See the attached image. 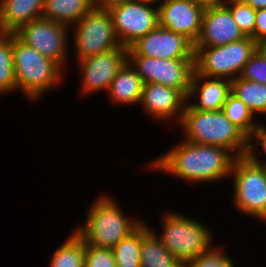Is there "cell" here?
Returning a JSON list of instances; mask_svg holds the SVG:
<instances>
[{
    "label": "cell",
    "mask_w": 266,
    "mask_h": 267,
    "mask_svg": "<svg viewBox=\"0 0 266 267\" xmlns=\"http://www.w3.org/2000/svg\"><path fill=\"white\" fill-rule=\"evenodd\" d=\"M184 141L153 161L151 166L159 172L197 182L221 180L231 174L236 156L230 150Z\"/></svg>",
    "instance_id": "obj_1"
},
{
    "label": "cell",
    "mask_w": 266,
    "mask_h": 267,
    "mask_svg": "<svg viewBox=\"0 0 266 267\" xmlns=\"http://www.w3.org/2000/svg\"><path fill=\"white\" fill-rule=\"evenodd\" d=\"M179 123L190 143L225 147L236 157L247 154L248 138L221 110H194L186 105Z\"/></svg>",
    "instance_id": "obj_2"
},
{
    "label": "cell",
    "mask_w": 266,
    "mask_h": 267,
    "mask_svg": "<svg viewBox=\"0 0 266 267\" xmlns=\"http://www.w3.org/2000/svg\"><path fill=\"white\" fill-rule=\"evenodd\" d=\"M87 214L84 227L75 232L85 244L96 248L112 249L143 223L125 217L115 200L109 196L98 198Z\"/></svg>",
    "instance_id": "obj_3"
},
{
    "label": "cell",
    "mask_w": 266,
    "mask_h": 267,
    "mask_svg": "<svg viewBox=\"0 0 266 267\" xmlns=\"http://www.w3.org/2000/svg\"><path fill=\"white\" fill-rule=\"evenodd\" d=\"M13 68L16 88L36 99L56 85L62 77V66L12 33Z\"/></svg>",
    "instance_id": "obj_4"
},
{
    "label": "cell",
    "mask_w": 266,
    "mask_h": 267,
    "mask_svg": "<svg viewBox=\"0 0 266 267\" xmlns=\"http://www.w3.org/2000/svg\"><path fill=\"white\" fill-rule=\"evenodd\" d=\"M194 51L198 74L232 80L239 77L244 65L257 51V42L252 37H245L223 46L194 47Z\"/></svg>",
    "instance_id": "obj_5"
},
{
    "label": "cell",
    "mask_w": 266,
    "mask_h": 267,
    "mask_svg": "<svg viewBox=\"0 0 266 267\" xmlns=\"http://www.w3.org/2000/svg\"><path fill=\"white\" fill-rule=\"evenodd\" d=\"M164 216L163 234L159 238L184 266L211 247L212 235L207 226L177 213L167 212Z\"/></svg>",
    "instance_id": "obj_6"
},
{
    "label": "cell",
    "mask_w": 266,
    "mask_h": 267,
    "mask_svg": "<svg viewBox=\"0 0 266 267\" xmlns=\"http://www.w3.org/2000/svg\"><path fill=\"white\" fill-rule=\"evenodd\" d=\"M231 175L235 206L245 215L266 220V165L253 162L247 155L236 157Z\"/></svg>",
    "instance_id": "obj_7"
},
{
    "label": "cell",
    "mask_w": 266,
    "mask_h": 267,
    "mask_svg": "<svg viewBox=\"0 0 266 267\" xmlns=\"http://www.w3.org/2000/svg\"><path fill=\"white\" fill-rule=\"evenodd\" d=\"M73 27L78 60L119 48L108 10L93 7Z\"/></svg>",
    "instance_id": "obj_8"
},
{
    "label": "cell",
    "mask_w": 266,
    "mask_h": 267,
    "mask_svg": "<svg viewBox=\"0 0 266 267\" xmlns=\"http://www.w3.org/2000/svg\"><path fill=\"white\" fill-rule=\"evenodd\" d=\"M128 62L144 83H159L177 89L186 97L188 96L195 72V59L128 56Z\"/></svg>",
    "instance_id": "obj_9"
},
{
    "label": "cell",
    "mask_w": 266,
    "mask_h": 267,
    "mask_svg": "<svg viewBox=\"0 0 266 267\" xmlns=\"http://www.w3.org/2000/svg\"><path fill=\"white\" fill-rule=\"evenodd\" d=\"M148 4L130 0L108 10L115 35L122 46L129 48L159 25L158 7L155 9Z\"/></svg>",
    "instance_id": "obj_10"
},
{
    "label": "cell",
    "mask_w": 266,
    "mask_h": 267,
    "mask_svg": "<svg viewBox=\"0 0 266 267\" xmlns=\"http://www.w3.org/2000/svg\"><path fill=\"white\" fill-rule=\"evenodd\" d=\"M67 29L63 24L41 17L23 24L14 34L26 45L63 67L68 47Z\"/></svg>",
    "instance_id": "obj_11"
},
{
    "label": "cell",
    "mask_w": 266,
    "mask_h": 267,
    "mask_svg": "<svg viewBox=\"0 0 266 267\" xmlns=\"http://www.w3.org/2000/svg\"><path fill=\"white\" fill-rule=\"evenodd\" d=\"M194 44L185 36L159 25L128 48V56L195 59Z\"/></svg>",
    "instance_id": "obj_12"
},
{
    "label": "cell",
    "mask_w": 266,
    "mask_h": 267,
    "mask_svg": "<svg viewBox=\"0 0 266 267\" xmlns=\"http://www.w3.org/2000/svg\"><path fill=\"white\" fill-rule=\"evenodd\" d=\"M128 61V48L120 46L110 51L80 59V69L83 75V94L108 90L116 74Z\"/></svg>",
    "instance_id": "obj_13"
},
{
    "label": "cell",
    "mask_w": 266,
    "mask_h": 267,
    "mask_svg": "<svg viewBox=\"0 0 266 267\" xmlns=\"http://www.w3.org/2000/svg\"><path fill=\"white\" fill-rule=\"evenodd\" d=\"M204 9L192 0H164L158 6L159 26L181 34L195 44L200 35Z\"/></svg>",
    "instance_id": "obj_14"
},
{
    "label": "cell",
    "mask_w": 266,
    "mask_h": 267,
    "mask_svg": "<svg viewBox=\"0 0 266 267\" xmlns=\"http://www.w3.org/2000/svg\"><path fill=\"white\" fill-rule=\"evenodd\" d=\"M245 37L223 3L204 9L200 35L194 47L223 46Z\"/></svg>",
    "instance_id": "obj_15"
},
{
    "label": "cell",
    "mask_w": 266,
    "mask_h": 267,
    "mask_svg": "<svg viewBox=\"0 0 266 267\" xmlns=\"http://www.w3.org/2000/svg\"><path fill=\"white\" fill-rule=\"evenodd\" d=\"M186 100L187 97L177 89L159 83H144L139 104L143 105L145 112L156 119L167 120L176 115L179 123Z\"/></svg>",
    "instance_id": "obj_16"
},
{
    "label": "cell",
    "mask_w": 266,
    "mask_h": 267,
    "mask_svg": "<svg viewBox=\"0 0 266 267\" xmlns=\"http://www.w3.org/2000/svg\"><path fill=\"white\" fill-rule=\"evenodd\" d=\"M203 83H202V81ZM206 80V81H205ZM201 82V86L200 83ZM231 93V80L223 78H212L198 74L196 71L193 74L189 94V98H194L197 95L195 104L189 106L194 110L202 111H217L221 110Z\"/></svg>",
    "instance_id": "obj_17"
},
{
    "label": "cell",
    "mask_w": 266,
    "mask_h": 267,
    "mask_svg": "<svg viewBox=\"0 0 266 267\" xmlns=\"http://www.w3.org/2000/svg\"><path fill=\"white\" fill-rule=\"evenodd\" d=\"M44 0H0V30L14 33L23 24L41 18Z\"/></svg>",
    "instance_id": "obj_18"
},
{
    "label": "cell",
    "mask_w": 266,
    "mask_h": 267,
    "mask_svg": "<svg viewBox=\"0 0 266 267\" xmlns=\"http://www.w3.org/2000/svg\"><path fill=\"white\" fill-rule=\"evenodd\" d=\"M143 87V80L127 61L112 80L108 93L114 103L138 104Z\"/></svg>",
    "instance_id": "obj_19"
},
{
    "label": "cell",
    "mask_w": 266,
    "mask_h": 267,
    "mask_svg": "<svg viewBox=\"0 0 266 267\" xmlns=\"http://www.w3.org/2000/svg\"><path fill=\"white\" fill-rule=\"evenodd\" d=\"M147 224H141V267H184Z\"/></svg>",
    "instance_id": "obj_20"
},
{
    "label": "cell",
    "mask_w": 266,
    "mask_h": 267,
    "mask_svg": "<svg viewBox=\"0 0 266 267\" xmlns=\"http://www.w3.org/2000/svg\"><path fill=\"white\" fill-rule=\"evenodd\" d=\"M93 7V0H44L42 18L73 26Z\"/></svg>",
    "instance_id": "obj_21"
},
{
    "label": "cell",
    "mask_w": 266,
    "mask_h": 267,
    "mask_svg": "<svg viewBox=\"0 0 266 267\" xmlns=\"http://www.w3.org/2000/svg\"><path fill=\"white\" fill-rule=\"evenodd\" d=\"M231 93L240 99L253 114L266 113V84L236 77L231 80Z\"/></svg>",
    "instance_id": "obj_22"
},
{
    "label": "cell",
    "mask_w": 266,
    "mask_h": 267,
    "mask_svg": "<svg viewBox=\"0 0 266 267\" xmlns=\"http://www.w3.org/2000/svg\"><path fill=\"white\" fill-rule=\"evenodd\" d=\"M50 267H84V241L74 231L54 252Z\"/></svg>",
    "instance_id": "obj_23"
},
{
    "label": "cell",
    "mask_w": 266,
    "mask_h": 267,
    "mask_svg": "<svg viewBox=\"0 0 266 267\" xmlns=\"http://www.w3.org/2000/svg\"><path fill=\"white\" fill-rule=\"evenodd\" d=\"M221 111L249 139L258 124L254 121V114L251 110L240 99L230 93Z\"/></svg>",
    "instance_id": "obj_24"
},
{
    "label": "cell",
    "mask_w": 266,
    "mask_h": 267,
    "mask_svg": "<svg viewBox=\"0 0 266 267\" xmlns=\"http://www.w3.org/2000/svg\"><path fill=\"white\" fill-rule=\"evenodd\" d=\"M112 252L117 267H141V225L123 240H120Z\"/></svg>",
    "instance_id": "obj_25"
},
{
    "label": "cell",
    "mask_w": 266,
    "mask_h": 267,
    "mask_svg": "<svg viewBox=\"0 0 266 267\" xmlns=\"http://www.w3.org/2000/svg\"><path fill=\"white\" fill-rule=\"evenodd\" d=\"M16 88L13 68L12 33L0 34V94Z\"/></svg>",
    "instance_id": "obj_26"
},
{
    "label": "cell",
    "mask_w": 266,
    "mask_h": 267,
    "mask_svg": "<svg viewBox=\"0 0 266 267\" xmlns=\"http://www.w3.org/2000/svg\"><path fill=\"white\" fill-rule=\"evenodd\" d=\"M224 2L242 33L246 37H251L254 32L256 10L242 0H225Z\"/></svg>",
    "instance_id": "obj_27"
},
{
    "label": "cell",
    "mask_w": 266,
    "mask_h": 267,
    "mask_svg": "<svg viewBox=\"0 0 266 267\" xmlns=\"http://www.w3.org/2000/svg\"><path fill=\"white\" fill-rule=\"evenodd\" d=\"M221 251L219 246L211 247L192 258L184 267H233V261Z\"/></svg>",
    "instance_id": "obj_28"
},
{
    "label": "cell",
    "mask_w": 266,
    "mask_h": 267,
    "mask_svg": "<svg viewBox=\"0 0 266 267\" xmlns=\"http://www.w3.org/2000/svg\"><path fill=\"white\" fill-rule=\"evenodd\" d=\"M84 267H117L112 249L96 248L84 243Z\"/></svg>",
    "instance_id": "obj_29"
},
{
    "label": "cell",
    "mask_w": 266,
    "mask_h": 267,
    "mask_svg": "<svg viewBox=\"0 0 266 267\" xmlns=\"http://www.w3.org/2000/svg\"><path fill=\"white\" fill-rule=\"evenodd\" d=\"M239 78L266 84V59L258 50L244 65Z\"/></svg>",
    "instance_id": "obj_30"
},
{
    "label": "cell",
    "mask_w": 266,
    "mask_h": 267,
    "mask_svg": "<svg viewBox=\"0 0 266 267\" xmlns=\"http://www.w3.org/2000/svg\"><path fill=\"white\" fill-rule=\"evenodd\" d=\"M254 138H256V140L259 141L260 146L262 145V149L265 151L266 153V127L265 125H257L256 129L252 132L251 136L248 139V150H247V156L253 161L256 162L258 164H262L264 163V165H266V161L262 162L260 160H258L257 156L255 155V151L252 150L254 149V146L256 144H258V141L256 143H252L254 142Z\"/></svg>",
    "instance_id": "obj_31"
},
{
    "label": "cell",
    "mask_w": 266,
    "mask_h": 267,
    "mask_svg": "<svg viewBox=\"0 0 266 267\" xmlns=\"http://www.w3.org/2000/svg\"><path fill=\"white\" fill-rule=\"evenodd\" d=\"M251 37L256 42L266 39V9L256 10L254 32Z\"/></svg>",
    "instance_id": "obj_32"
},
{
    "label": "cell",
    "mask_w": 266,
    "mask_h": 267,
    "mask_svg": "<svg viewBox=\"0 0 266 267\" xmlns=\"http://www.w3.org/2000/svg\"><path fill=\"white\" fill-rule=\"evenodd\" d=\"M130 0H93V4L95 8L101 10H109L110 8L121 5L122 3H126Z\"/></svg>",
    "instance_id": "obj_33"
},
{
    "label": "cell",
    "mask_w": 266,
    "mask_h": 267,
    "mask_svg": "<svg viewBox=\"0 0 266 267\" xmlns=\"http://www.w3.org/2000/svg\"><path fill=\"white\" fill-rule=\"evenodd\" d=\"M255 10L266 9V0H242Z\"/></svg>",
    "instance_id": "obj_34"
},
{
    "label": "cell",
    "mask_w": 266,
    "mask_h": 267,
    "mask_svg": "<svg viewBox=\"0 0 266 267\" xmlns=\"http://www.w3.org/2000/svg\"><path fill=\"white\" fill-rule=\"evenodd\" d=\"M194 3L203 6L204 8L223 4V0H192Z\"/></svg>",
    "instance_id": "obj_35"
},
{
    "label": "cell",
    "mask_w": 266,
    "mask_h": 267,
    "mask_svg": "<svg viewBox=\"0 0 266 267\" xmlns=\"http://www.w3.org/2000/svg\"><path fill=\"white\" fill-rule=\"evenodd\" d=\"M257 50L264 56L266 59V39L257 42Z\"/></svg>",
    "instance_id": "obj_36"
},
{
    "label": "cell",
    "mask_w": 266,
    "mask_h": 267,
    "mask_svg": "<svg viewBox=\"0 0 266 267\" xmlns=\"http://www.w3.org/2000/svg\"><path fill=\"white\" fill-rule=\"evenodd\" d=\"M133 1L145 2V3H149L150 5H152L153 2H156V1H159V0H133Z\"/></svg>",
    "instance_id": "obj_37"
}]
</instances>
